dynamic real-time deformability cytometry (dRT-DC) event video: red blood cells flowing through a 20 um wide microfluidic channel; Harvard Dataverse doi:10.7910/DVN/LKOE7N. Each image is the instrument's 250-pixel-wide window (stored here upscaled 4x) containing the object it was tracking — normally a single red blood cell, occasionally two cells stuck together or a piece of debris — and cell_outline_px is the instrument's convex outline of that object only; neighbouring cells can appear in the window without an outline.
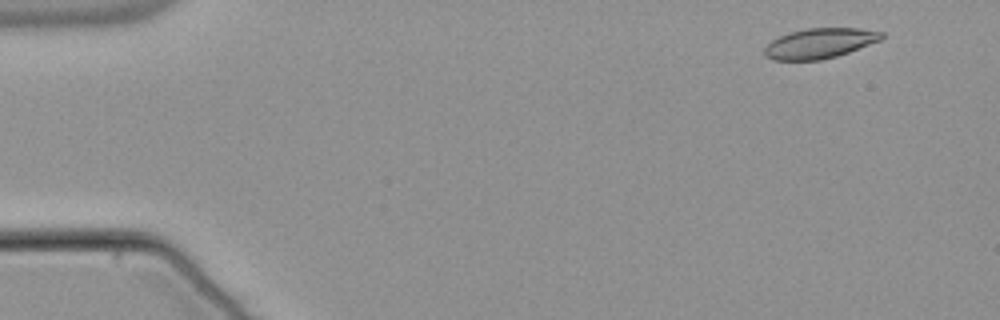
{"species": "common noctule bat (a hibernating species)", "species_latin": "Nyctalus noctula", "temperature_condition": "warm", "stored_images_in_passage": 53, "camera_frame_rate_fps": 3000, "um_per_image_px": 0.085, "animal": {"sex": "male", "body_mass_g": 21.5, "forearm_length_mm": 52.0}, "frame": {"image": 1, "passage_image": 4, "time_ms": 1.0, "image_size_px": [1000, 320], "cell_outline_px": [[884, 36], [880, 40], [848, 52], [836, 56], [820, 60], [772, 60], [764, 56], [764, 48], [772, 40], [788, 32], [808, 28], [856, 28], [884, 32]], "centroid_in_image_um": [69.64, 3.68], "position_along_channel_um": 15.4, "area_um2": 20.46}}
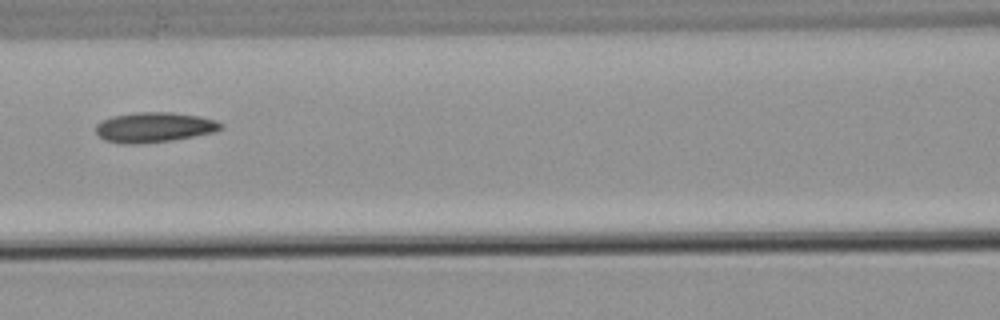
{"frame": {"image": 2, "passage_image": 24, "time_ms": 7.667, "image_size_px": [1000, 320], "cell_outline_px": [[224, 128], [216, 132], [172, 140], [140, 144], [124, 144], [104, 140], [96, 132], [96, 124], [100, 120], [112, 116], [140, 112], [172, 112], [200, 116], [216, 120], [224, 124]], "centroid_in_image_um": [13.13, 10.82], "position_along_channel_um": 153.5, "area_um2": 22.14}}
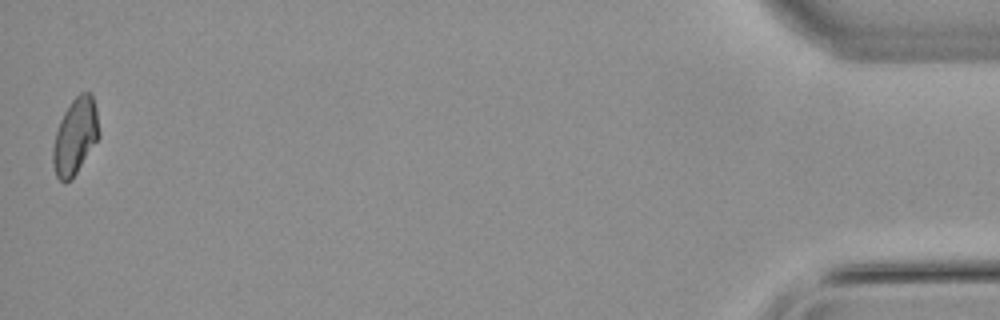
{"frame": {"image": 3, "passage_image": 53, "time_ms": 17.333, "image_size_px": [1000, 320], "cell_outline_px": [[100, 136], [72, 180], [64, 184], [56, 176], [52, 164], [52, 148], [56, 132], [60, 120], [64, 112], [72, 100], [80, 92], [92, 92], [96, 108], [100, 132]], "centroid_in_image_um": [6.39, 11.61], "position_along_channel_um": 428.8, "area_um2": 20.75}, "authors_computed_cell_mechanics": {"area_um2": 21.0392, "velocity_mm_per_s": 3.8187, "shape_relaxation_time_tau1_ms": null, "shape_relaxation_time_tau2_ms": 4.0042, "deformation_change_tau1": null, "deformation_change_tau2": 0.1139}}